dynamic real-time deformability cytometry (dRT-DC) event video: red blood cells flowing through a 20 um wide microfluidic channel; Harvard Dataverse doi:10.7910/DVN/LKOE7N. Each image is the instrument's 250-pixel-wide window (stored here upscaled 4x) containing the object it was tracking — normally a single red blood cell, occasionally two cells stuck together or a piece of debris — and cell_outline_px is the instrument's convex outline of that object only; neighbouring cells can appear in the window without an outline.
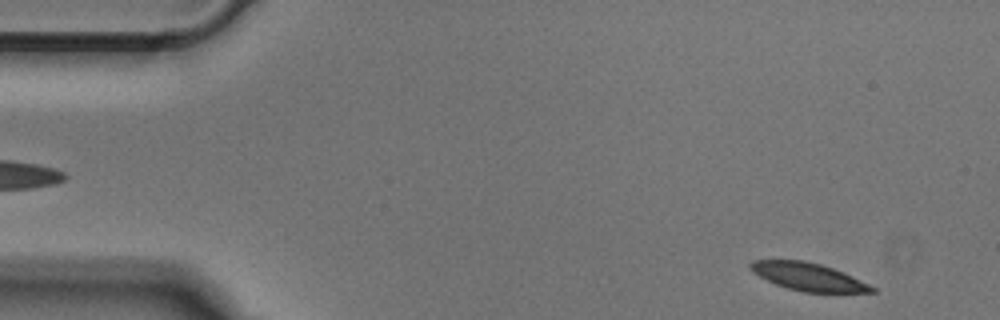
{"species": "Egyptian fruit bat (a non-hibernating species)", "species_latin": "Rousettus aegyptiacus", "temperature_condition": "cold", "stored_images_in_passage": 50, "camera_frame_rate_fps": 3000, "um_per_image_px": 0.085, "animal": {"sex": "male"}, "frame": {"image": 1, "passage_image": 3, "time_ms": 0.667, "image_size_px": [1000, 320], "cell_outline_px": [[876, 292], [804, 292], [788, 288], [776, 284], [752, 272], [748, 268], [748, 264], [752, 260], [804, 260], [820, 264], [844, 272], [876, 288]], "centroid_in_image_um": [68.68, 23.51], "position_along_channel_um": 16.3, "area_um2": 19.48}}
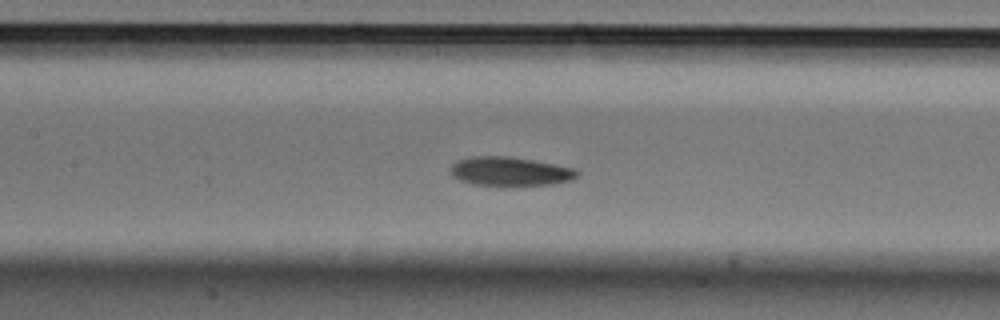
{"frame": {"image": 2, "passage_image": 22, "time_ms": 7.0, "image_size_px": [1000, 320], "cell_outline_px": [[580, 172], [572, 180], [552, 184], [504, 188], [472, 184], [460, 180], [452, 176], [448, 172], [452, 164], [456, 160], [468, 156], [508, 156], [532, 160], [576, 168]], "centroid_in_image_um": [43.31, 14.6], "position_along_channel_um": 164.1, "area_um2": 22.31}}
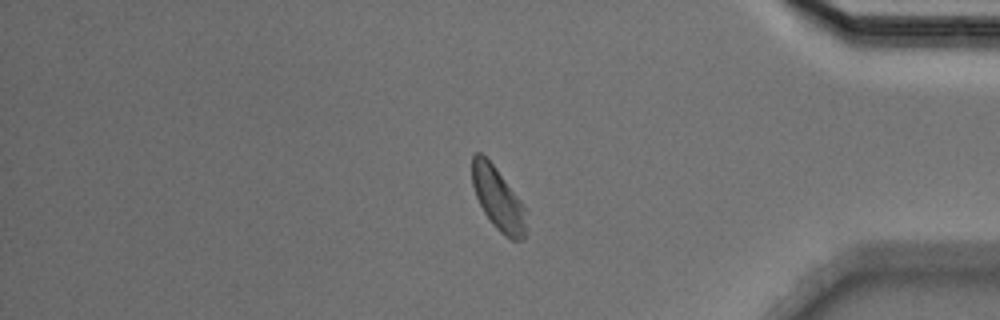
{"frame": {"image": 3, "passage_image": 42, "time_ms": 13.667, "image_size_px": [1000, 320], "cell_outline_px": [[528, 228], [524, 240], [512, 240], [504, 236], [492, 224], [484, 212], [476, 196], [472, 184], [472, 156], [476, 152], [480, 152], [496, 168], [528, 208]], "centroid_in_image_um": [42.41, 16.96], "position_along_channel_um": 392.8, "area_um2": 20.35}}